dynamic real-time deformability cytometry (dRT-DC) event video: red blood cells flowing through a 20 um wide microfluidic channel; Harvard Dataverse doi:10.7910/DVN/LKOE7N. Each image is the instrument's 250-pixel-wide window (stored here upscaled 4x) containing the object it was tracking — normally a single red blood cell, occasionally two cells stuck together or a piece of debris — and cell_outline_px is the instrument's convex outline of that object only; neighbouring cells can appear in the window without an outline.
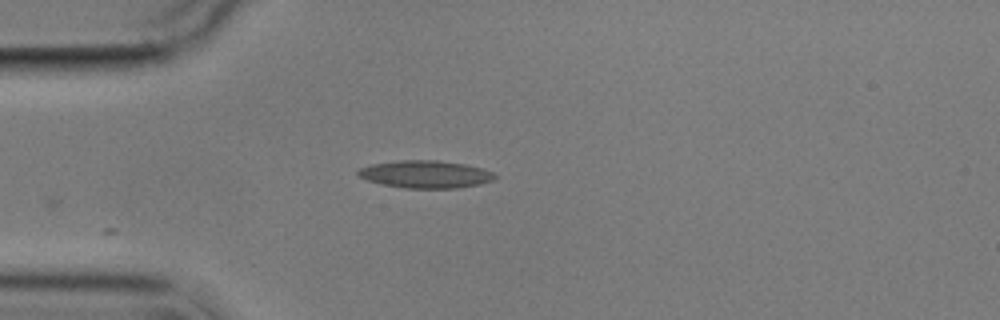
{"species": "common noctule bat (a hibernating species)", "species_latin": "Nyctalus noctula", "temperature_condition": "cold", "stored_images_in_passage": 5, "camera_frame_rate_fps": 3000, "um_per_image_px": 0.085, "animal": {"sex": "male", "body_mass_g": 17.9}, "frame": {"image": 1, "passage_image": 5, "time_ms": 4.667, "image_size_px": [1000, 320], "cell_outline_px": [[496, 176], [492, 180], [480, 184], [456, 188], [404, 188], [380, 184], [368, 180], [360, 176], [356, 172], [360, 168], [372, 164], [400, 160], [436, 160], [464, 164], [480, 168], [492, 172]], "centroid_in_image_um": [36.14, 14.81], "position_along_channel_um": 48.9, "area_um2": 21.73}}